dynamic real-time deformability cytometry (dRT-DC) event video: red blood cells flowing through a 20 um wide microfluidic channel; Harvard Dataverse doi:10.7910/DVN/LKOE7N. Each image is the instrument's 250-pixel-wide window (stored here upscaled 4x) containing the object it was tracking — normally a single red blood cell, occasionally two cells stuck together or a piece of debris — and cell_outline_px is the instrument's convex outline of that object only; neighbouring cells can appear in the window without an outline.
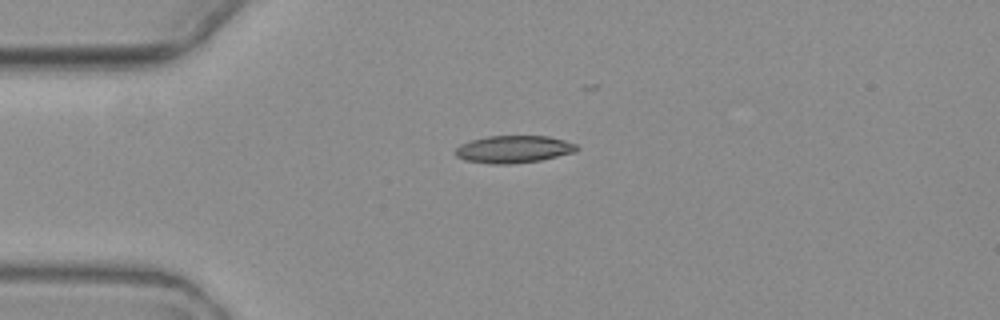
{"species": "common noctule bat (a hibernating species)", "species_latin": "Nyctalus noctula", "temperature_condition": "warm", "stored_images_in_passage": 4, "camera_frame_rate_fps": 3000, "um_per_image_px": 0.085, "animal": {"sex": "female", "body_mass_g": 19.3, "forearm_length_mm": 54.1}, "frame": {"image": 1, "passage_image": 1, "time_ms": 0.0, "image_size_px": [1000, 320], "cell_outline_px": [[580, 148], [576, 152], [540, 160], [508, 164], [492, 164], [464, 160], [456, 156], [456, 148], [460, 144], [472, 140], [488, 136], [548, 136], [564, 140], [576, 144]], "centroid_in_image_um": [43.67, 12.68], "position_along_channel_um": 41.3, "area_um2": 19.31}}
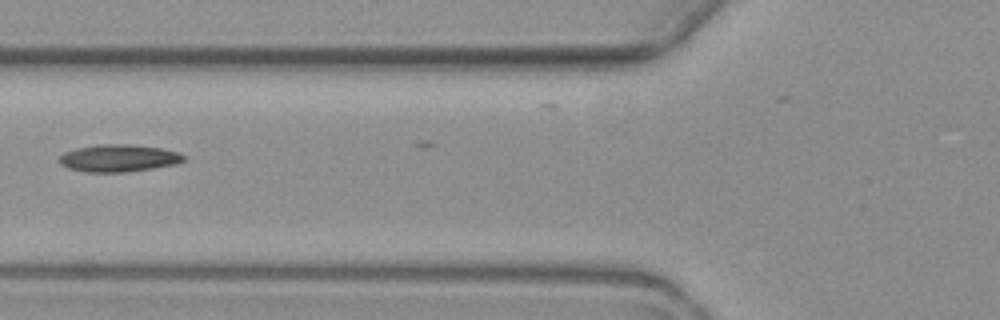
{"frame": {"image": 2, "passage_image": 3, "time_ms": 2.667, "image_size_px": [1000, 320], "cell_outline_px": [[184, 160], [176, 164], [152, 168], [124, 172], [84, 172], [68, 168], [60, 164], [60, 156], [64, 152], [76, 148], [100, 144], [128, 144], [160, 148], [176, 152], [184, 156]], "centroid_in_image_um": [10.04, 13.44], "position_along_channel_um": 115.8, "area_um2": 19.59}}
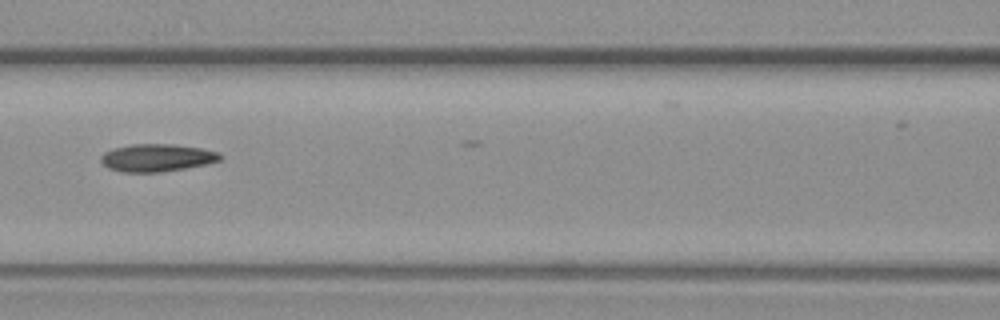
{"frame": {"image": 3, "passage_image": 4, "time_ms": 3.667, "image_size_px": [1000, 320], "cell_outline_px": [[220, 160], [204, 164], [184, 168], [160, 172], [124, 172], [108, 168], [100, 160], [100, 156], [104, 152], [112, 148], [132, 144], [172, 144], [200, 148], [220, 152]], "centroid_in_image_um": [13.29, 13.4], "position_along_channel_um": 153.3, "area_um2": 19.02}}